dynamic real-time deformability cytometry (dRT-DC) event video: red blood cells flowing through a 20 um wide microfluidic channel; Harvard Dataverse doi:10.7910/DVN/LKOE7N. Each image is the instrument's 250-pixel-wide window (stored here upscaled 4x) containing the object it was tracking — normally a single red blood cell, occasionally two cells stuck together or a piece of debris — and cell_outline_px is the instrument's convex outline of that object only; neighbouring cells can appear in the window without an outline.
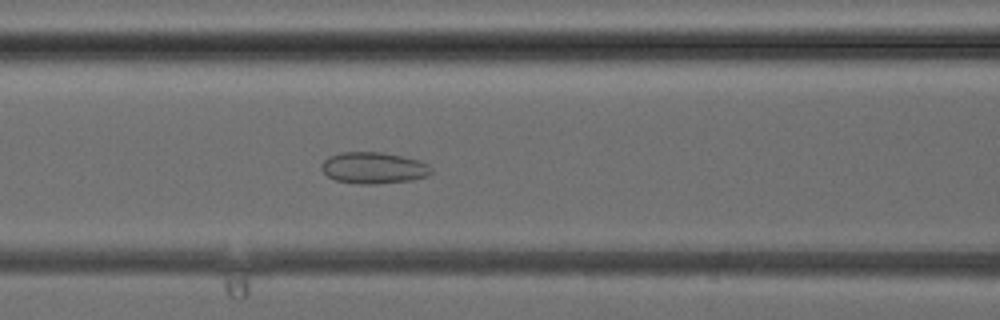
{"species": "common noctule bat (a hibernating species)", "species_latin": "Nyctalus noctula", "temperature_condition": "cold", "stored_images_in_passage": 27, "camera_frame_rate_fps": 3000, "um_per_image_px": 0.085, "animal": {"sex": "female", "body_mass_g": 24.6, "forearm_length_mm": 56.2}, "frame": {"image": 1, "passage_image": 9, "time_ms": 2.667, "image_size_px": [1000, 320], "cell_outline_px": [[432, 172], [428, 176], [412, 180], [376, 184], [360, 184], [336, 180], [328, 176], [320, 168], [320, 164], [328, 156], [340, 152], [380, 152], [400, 156], [416, 160], [428, 164], [432, 168]], "centroid_in_image_um": [31.73, 14.27], "position_along_channel_um": 134.9, "area_um2": 20.11}}
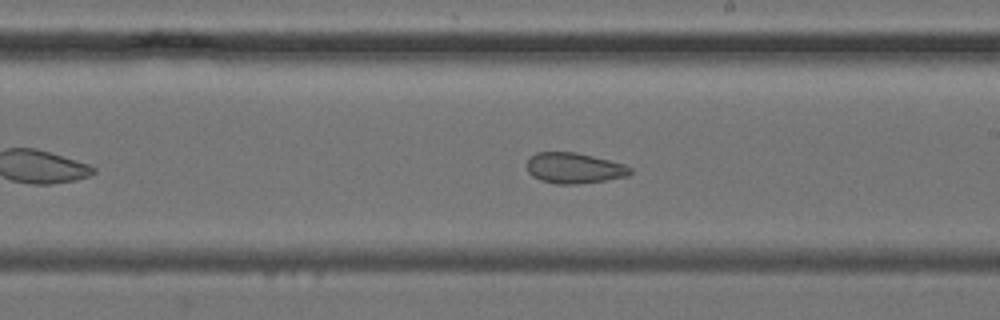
{"frame": {"image": 2, "passage_image": 15, "time_ms": 4.667, "image_size_px": [1000, 320], "cell_outline_px": [[632, 172], [628, 176], [580, 184], [556, 184], [540, 180], [532, 176], [528, 172], [528, 160], [536, 152], [576, 152], [624, 164], [632, 168]], "centroid_in_image_um": [48.81, 14.29], "position_along_channel_um": 240.2, "area_um2": 18.38}}
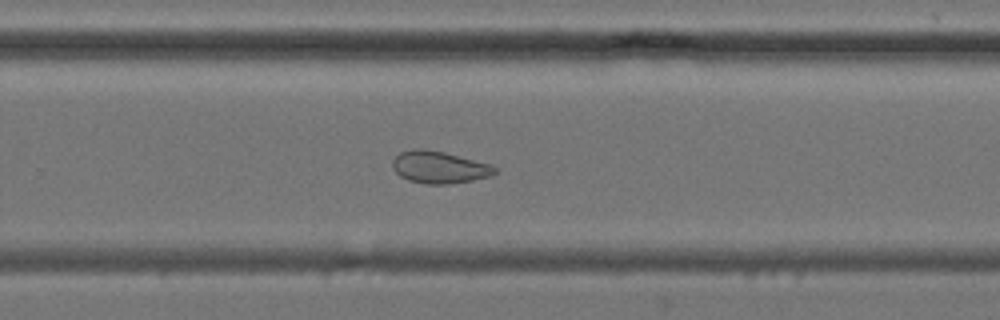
{"frame": {"image": 3, "passage_image": 18, "time_ms": 5.667, "image_size_px": [1000, 320], "cell_outline_px": [[496, 172], [492, 176], [472, 180], [448, 184], [428, 184], [408, 180], [400, 176], [392, 168], [392, 160], [400, 152], [412, 148], [420, 148], [444, 152], [492, 164], [496, 168]], "centroid_in_image_um": [37.33, 14.21], "position_along_channel_um": 292.5, "area_um2": 19.25}}